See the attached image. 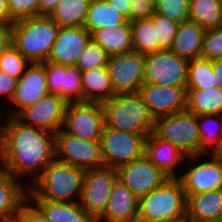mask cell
Returning a JSON list of instances; mask_svg holds the SVG:
<instances>
[{
  "label": "cell",
  "mask_w": 222,
  "mask_h": 222,
  "mask_svg": "<svg viewBox=\"0 0 222 222\" xmlns=\"http://www.w3.org/2000/svg\"><path fill=\"white\" fill-rule=\"evenodd\" d=\"M2 115L0 113V168L19 180L29 176L30 186L55 158V134L23 124L16 117Z\"/></svg>",
  "instance_id": "6da1fadb"
},
{
  "label": "cell",
  "mask_w": 222,
  "mask_h": 222,
  "mask_svg": "<svg viewBox=\"0 0 222 222\" xmlns=\"http://www.w3.org/2000/svg\"><path fill=\"white\" fill-rule=\"evenodd\" d=\"M84 177L85 170L54 158L31 186H28L27 198L79 202Z\"/></svg>",
  "instance_id": "7a4b0ae2"
},
{
  "label": "cell",
  "mask_w": 222,
  "mask_h": 222,
  "mask_svg": "<svg viewBox=\"0 0 222 222\" xmlns=\"http://www.w3.org/2000/svg\"><path fill=\"white\" fill-rule=\"evenodd\" d=\"M59 30L57 23L46 15L14 21L11 25L12 45L30 63L48 60Z\"/></svg>",
  "instance_id": "3957f363"
},
{
  "label": "cell",
  "mask_w": 222,
  "mask_h": 222,
  "mask_svg": "<svg viewBox=\"0 0 222 222\" xmlns=\"http://www.w3.org/2000/svg\"><path fill=\"white\" fill-rule=\"evenodd\" d=\"M102 105L108 128L138 134L153 132L155 119L139 92L116 93Z\"/></svg>",
  "instance_id": "277c9868"
},
{
  "label": "cell",
  "mask_w": 222,
  "mask_h": 222,
  "mask_svg": "<svg viewBox=\"0 0 222 222\" xmlns=\"http://www.w3.org/2000/svg\"><path fill=\"white\" fill-rule=\"evenodd\" d=\"M187 198L178 177L166 179L139 199L138 221L174 222L186 217Z\"/></svg>",
  "instance_id": "5b68a950"
},
{
  "label": "cell",
  "mask_w": 222,
  "mask_h": 222,
  "mask_svg": "<svg viewBox=\"0 0 222 222\" xmlns=\"http://www.w3.org/2000/svg\"><path fill=\"white\" fill-rule=\"evenodd\" d=\"M153 133L177 146L186 156L200 154L197 116L187 109L155 118Z\"/></svg>",
  "instance_id": "8992f818"
},
{
  "label": "cell",
  "mask_w": 222,
  "mask_h": 222,
  "mask_svg": "<svg viewBox=\"0 0 222 222\" xmlns=\"http://www.w3.org/2000/svg\"><path fill=\"white\" fill-rule=\"evenodd\" d=\"M149 134L130 133L104 125L100 138L104 166L118 168L144 155Z\"/></svg>",
  "instance_id": "52a82bcc"
},
{
  "label": "cell",
  "mask_w": 222,
  "mask_h": 222,
  "mask_svg": "<svg viewBox=\"0 0 222 222\" xmlns=\"http://www.w3.org/2000/svg\"><path fill=\"white\" fill-rule=\"evenodd\" d=\"M144 83L161 87H184L186 89L189 60L171 50H159L144 54Z\"/></svg>",
  "instance_id": "ba28073f"
},
{
  "label": "cell",
  "mask_w": 222,
  "mask_h": 222,
  "mask_svg": "<svg viewBox=\"0 0 222 222\" xmlns=\"http://www.w3.org/2000/svg\"><path fill=\"white\" fill-rule=\"evenodd\" d=\"M105 113L100 102H68L62 129L88 141H100Z\"/></svg>",
  "instance_id": "9c48e42d"
},
{
  "label": "cell",
  "mask_w": 222,
  "mask_h": 222,
  "mask_svg": "<svg viewBox=\"0 0 222 222\" xmlns=\"http://www.w3.org/2000/svg\"><path fill=\"white\" fill-rule=\"evenodd\" d=\"M55 159L83 170L104 166L100 141H88L66 133L62 128L55 133Z\"/></svg>",
  "instance_id": "30bf717a"
},
{
  "label": "cell",
  "mask_w": 222,
  "mask_h": 222,
  "mask_svg": "<svg viewBox=\"0 0 222 222\" xmlns=\"http://www.w3.org/2000/svg\"><path fill=\"white\" fill-rule=\"evenodd\" d=\"M204 156H209L210 159L207 158V161L205 159L201 162ZM189 160L193 166L188 165V169H185L184 173L180 172L178 177L185 195L222 189V162L215 154L190 155L185 158V162Z\"/></svg>",
  "instance_id": "8fae6325"
},
{
  "label": "cell",
  "mask_w": 222,
  "mask_h": 222,
  "mask_svg": "<svg viewBox=\"0 0 222 222\" xmlns=\"http://www.w3.org/2000/svg\"><path fill=\"white\" fill-rule=\"evenodd\" d=\"M117 179V170L113 167L103 166L85 171L79 204L95 220L105 211Z\"/></svg>",
  "instance_id": "7c38bea8"
},
{
  "label": "cell",
  "mask_w": 222,
  "mask_h": 222,
  "mask_svg": "<svg viewBox=\"0 0 222 222\" xmlns=\"http://www.w3.org/2000/svg\"><path fill=\"white\" fill-rule=\"evenodd\" d=\"M107 69L115 93L138 92L144 83V54L131 51L111 55Z\"/></svg>",
  "instance_id": "4fadbf2b"
},
{
  "label": "cell",
  "mask_w": 222,
  "mask_h": 222,
  "mask_svg": "<svg viewBox=\"0 0 222 222\" xmlns=\"http://www.w3.org/2000/svg\"><path fill=\"white\" fill-rule=\"evenodd\" d=\"M118 179L139 199L159 187L169 177L145 154L117 169Z\"/></svg>",
  "instance_id": "5bb4252c"
},
{
  "label": "cell",
  "mask_w": 222,
  "mask_h": 222,
  "mask_svg": "<svg viewBox=\"0 0 222 222\" xmlns=\"http://www.w3.org/2000/svg\"><path fill=\"white\" fill-rule=\"evenodd\" d=\"M68 102L48 94L37 103L22 110L16 118L23 124L56 133L62 128Z\"/></svg>",
  "instance_id": "9a60e30c"
},
{
  "label": "cell",
  "mask_w": 222,
  "mask_h": 222,
  "mask_svg": "<svg viewBox=\"0 0 222 222\" xmlns=\"http://www.w3.org/2000/svg\"><path fill=\"white\" fill-rule=\"evenodd\" d=\"M48 94L44 63H30L24 74L17 80L14 96L10 102L17 108L12 106L7 110L6 116L16 117L22 110L34 105Z\"/></svg>",
  "instance_id": "2e32d148"
},
{
  "label": "cell",
  "mask_w": 222,
  "mask_h": 222,
  "mask_svg": "<svg viewBox=\"0 0 222 222\" xmlns=\"http://www.w3.org/2000/svg\"><path fill=\"white\" fill-rule=\"evenodd\" d=\"M138 92L154 119L186 109L187 92L184 87H161L143 83Z\"/></svg>",
  "instance_id": "e0dca14e"
},
{
  "label": "cell",
  "mask_w": 222,
  "mask_h": 222,
  "mask_svg": "<svg viewBox=\"0 0 222 222\" xmlns=\"http://www.w3.org/2000/svg\"><path fill=\"white\" fill-rule=\"evenodd\" d=\"M90 39L91 33L84 26L59 27L47 61L67 67L75 66Z\"/></svg>",
  "instance_id": "ac0fdd59"
},
{
  "label": "cell",
  "mask_w": 222,
  "mask_h": 222,
  "mask_svg": "<svg viewBox=\"0 0 222 222\" xmlns=\"http://www.w3.org/2000/svg\"><path fill=\"white\" fill-rule=\"evenodd\" d=\"M43 63L49 94L59 95L67 102H82V72L76 66Z\"/></svg>",
  "instance_id": "d6986e66"
},
{
  "label": "cell",
  "mask_w": 222,
  "mask_h": 222,
  "mask_svg": "<svg viewBox=\"0 0 222 222\" xmlns=\"http://www.w3.org/2000/svg\"><path fill=\"white\" fill-rule=\"evenodd\" d=\"M139 198L119 179L110 192L105 211L96 222H137Z\"/></svg>",
  "instance_id": "ffe728a7"
},
{
  "label": "cell",
  "mask_w": 222,
  "mask_h": 222,
  "mask_svg": "<svg viewBox=\"0 0 222 222\" xmlns=\"http://www.w3.org/2000/svg\"><path fill=\"white\" fill-rule=\"evenodd\" d=\"M144 154L169 178L179 177L177 166L187 157L177 146L160 139L153 132L146 137Z\"/></svg>",
  "instance_id": "44dd1931"
},
{
  "label": "cell",
  "mask_w": 222,
  "mask_h": 222,
  "mask_svg": "<svg viewBox=\"0 0 222 222\" xmlns=\"http://www.w3.org/2000/svg\"><path fill=\"white\" fill-rule=\"evenodd\" d=\"M186 217L194 222H222V189L186 195Z\"/></svg>",
  "instance_id": "7402d4cb"
},
{
  "label": "cell",
  "mask_w": 222,
  "mask_h": 222,
  "mask_svg": "<svg viewBox=\"0 0 222 222\" xmlns=\"http://www.w3.org/2000/svg\"><path fill=\"white\" fill-rule=\"evenodd\" d=\"M22 185L19 179L0 168V222L16 218L27 199L28 185Z\"/></svg>",
  "instance_id": "603a6c76"
},
{
  "label": "cell",
  "mask_w": 222,
  "mask_h": 222,
  "mask_svg": "<svg viewBox=\"0 0 222 222\" xmlns=\"http://www.w3.org/2000/svg\"><path fill=\"white\" fill-rule=\"evenodd\" d=\"M205 33L206 30L194 21L180 22L170 50L187 60L200 58Z\"/></svg>",
  "instance_id": "cb8c5ba5"
},
{
  "label": "cell",
  "mask_w": 222,
  "mask_h": 222,
  "mask_svg": "<svg viewBox=\"0 0 222 222\" xmlns=\"http://www.w3.org/2000/svg\"><path fill=\"white\" fill-rule=\"evenodd\" d=\"M91 38L111 56L133 51L132 30L130 21L117 26L96 29Z\"/></svg>",
  "instance_id": "d4e9b609"
},
{
  "label": "cell",
  "mask_w": 222,
  "mask_h": 222,
  "mask_svg": "<svg viewBox=\"0 0 222 222\" xmlns=\"http://www.w3.org/2000/svg\"><path fill=\"white\" fill-rule=\"evenodd\" d=\"M81 80L82 102L103 103L116 94L107 66L82 72Z\"/></svg>",
  "instance_id": "484cf974"
},
{
  "label": "cell",
  "mask_w": 222,
  "mask_h": 222,
  "mask_svg": "<svg viewBox=\"0 0 222 222\" xmlns=\"http://www.w3.org/2000/svg\"><path fill=\"white\" fill-rule=\"evenodd\" d=\"M49 222H96L79 202H52L49 200H30Z\"/></svg>",
  "instance_id": "4316f807"
},
{
  "label": "cell",
  "mask_w": 222,
  "mask_h": 222,
  "mask_svg": "<svg viewBox=\"0 0 222 222\" xmlns=\"http://www.w3.org/2000/svg\"><path fill=\"white\" fill-rule=\"evenodd\" d=\"M186 109L196 116L222 115V90L218 87L202 90H186Z\"/></svg>",
  "instance_id": "83f0119b"
},
{
  "label": "cell",
  "mask_w": 222,
  "mask_h": 222,
  "mask_svg": "<svg viewBox=\"0 0 222 222\" xmlns=\"http://www.w3.org/2000/svg\"><path fill=\"white\" fill-rule=\"evenodd\" d=\"M127 19L106 0H91L84 27L92 33L96 29L124 24Z\"/></svg>",
  "instance_id": "f1b7e54d"
},
{
  "label": "cell",
  "mask_w": 222,
  "mask_h": 222,
  "mask_svg": "<svg viewBox=\"0 0 222 222\" xmlns=\"http://www.w3.org/2000/svg\"><path fill=\"white\" fill-rule=\"evenodd\" d=\"M91 0H60L50 18L59 27L84 26Z\"/></svg>",
  "instance_id": "f546056e"
},
{
  "label": "cell",
  "mask_w": 222,
  "mask_h": 222,
  "mask_svg": "<svg viewBox=\"0 0 222 222\" xmlns=\"http://www.w3.org/2000/svg\"><path fill=\"white\" fill-rule=\"evenodd\" d=\"M200 133V154H214L222 142V115L197 116Z\"/></svg>",
  "instance_id": "4dcf8cb0"
},
{
  "label": "cell",
  "mask_w": 222,
  "mask_h": 222,
  "mask_svg": "<svg viewBox=\"0 0 222 222\" xmlns=\"http://www.w3.org/2000/svg\"><path fill=\"white\" fill-rule=\"evenodd\" d=\"M221 10L222 0H189L188 19L205 30L218 28Z\"/></svg>",
  "instance_id": "1f68e13d"
},
{
  "label": "cell",
  "mask_w": 222,
  "mask_h": 222,
  "mask_svg": "<svg viewBox=\"0 0 222 222\" xmlns=\"http://www.w3.org/2000/svg\"><path fill=\"white\" fill-rule=\"evenodd\" d=\"M217 87L212 60H189L186 90H202Z\"/></svg>",
  "instance_id": "d6a6232c"
},
{
  "label": "cell",
  "mask_w": 222,
  "mask_h": 222,
  "mask_svg": "<svg viewBox=\"0 0 222 222\" xmlns=\"http://www.w3.org/2000/svg\"><path fill=\"white\" fill-rule=\"evenodd\" d=\"M133 51L147 54L158 51V38L152 18L131 21Z\"/></svg>",
  "instance_id": "836d02e7"
},
{
  "label": "cell",
  "mask_w": 222,
  "mask_h": 222,
  "mask_svg": "<svg viewBox=\"0 0 222 222\" xmlns=\"http://www.w3.org/2000/svg\"><path fill=\"white\" fill-rule=\"evenodd\" d=\"M108 57L109 55L105 50L91 38L79 55L75 66L81 72L105 67L108 63Z\"/></svg>",
  "instance_id": "e575fe53"
},
{
  "label": "cell",
  "mask_w": 222,
  "mask_h": 222,
  "mask_svg": "<svg viewBox=\"0 0 222 222\" xmlns=\"http://www.w3.org/2000/svg\"><path fill=\"white\" fill-rule=\"evenodd\" d=\"M30 62L13 46H9L0 56V70L19 80Z\"/></svg>",
  "instance_id": "d590c367"
},
{
  "label": "cell",
  "mask_w": 222,
  "mask_h": 222,
  "mask_svg": "<svg viewBox=\"0 0 222 222\" xmlns=\"http://www.w3.org/2000/svg\"><path fill=\"white\" fill-rule=\"evenodd\" d=\"M151 18L153 19L158 38V51L170 50L176 36L178 23L156 13Z\"/></svg>",
  "instance_id": "8d00e7d4"
},
{
  "label": "cell",
  "mask_w": 222,
  "mask_h": 222,
  "mask_svg": "<svg viewBox=\"0 0 222 222\" xmlns=\"http://www.w3.org/2000/svg\"><path fill=\"white\" fill-rule=\"evenodd\" d=\"M155 13L177 23L188 20L189 0H157Z\"/></svg>",
  "instance_id": "74e56055"
},
{
  "label": "cell",
  "mask_w": 222,
  "mask_h": 222,
  "mask_svg": "<svg viewBox=\"0 0 222 222\" xmlns=\"http://www.w3.org/2000/svg\"><path fill=\"white\" fill-rule=\"evenodd\" d=\"M222 57V29L214 28L206 30L201 58L214 60Z\"/></svg>",
  "instance_id": "f35d334b"
},
{
  "label": "cell",
  "mask_w": 222,
  "mask_h": 222,
  "mask_svg": "<svg viewBox=\"0 0 222 222\" xmlns=\"http://www.w3.org/2000/svg\"><path fill=\"white\" fill-rule=\"evenodd\" d=\"M7 5L13 21L39 15V0H7Z\"/></svg>",
  "instance_id": "ab89813d"
},
{
  "label": "cell",
  "mask_w": 222,
  "mask_h": 222,
  "mask_svg": "<svg viewBox=\"0 0 222 222\" xmlns=\"http://www.w3.org/2000/svg\"><path fill=\"white\" fill-rule=\"evenodd\" d=\"M16 218L20 222H49L28 198L21 205Z\"/></svg>",
  "instance_id": "60d3db41"
},
{
  "label": "cell",
  "mask_w": 222,
  "mask_h": 222,
  "mask_svg": "<svg viewBox=\"0 0 222 222\" xmlns=\"http://www.w3.org/2000/svg\"><path fill=\"white\" fill-rule=\"evenodd\" d=\"M155 13V4L147 0H132L130 11V22L151 18Z\"/></svg>",
  "instance_id": "b9f144b4"
},
{
  "label": "cell",
  "mask_w": 222,
  "mask_h": 222,
  "mask_svg": "<svg viewBox=\"0 0 222 222\" xmlns=\"http://www.w3.org/2000/svg\"><path fill=\"white\" fill-rule=\"evenodd\" d=\"M17 84V79L11 77L7 73H4L0 70V99L5 98L4 100L7 102H11V99L14 96L15 88ZM8 100V101H7ZM1 113V111H0Z\"/></svg>",
  "instance_id": "7bdbcfd3"
},
{
  "label": "cell",
  "mask_w": 222,
  "mask_h": 222,
  "mask_svg": "<svg viewBox=\"0 0 222 222\" xmlns=\"http://www.w3.org/2000/svg\"><path fill=\"white\" fill-rule=\"evenodd\" d=\"M12 45L11 25H0V56Z\"/></svg>",
  "instance_id": "ee69618b"
},
{
  "label": "cell",
  "mask_w": 222,
  "mask_h": 222,
  "mask_svg": "<svg viewBox=\"0 0 222 222\" xmlns=\"http://www.w3.org/2000/svg\"><path fill=\"white\" fill-rule=\"evenodd\" d=\"M111 6L115 7L127 20L130 21V11L132 0H106Z\"/></svg>",
  "instance_id": "f6af8a7d"
},
{
  "label": "cell",
  "mask_w": 222,
  "mask_h": 222,
  "mask_svg": "<svg viewBox=\"0 0 222 222\" xmlns=\"http://www.w3.org/2000/svg\"><path fill=\"white\" fill-rule=\"evenodd\" d=\"M60 0H39V15L50 16Z\"/></svg>",
  "instance_id": "bcb514c9"
},
{
  "label": "cell",
  "mask_w": 222,
  "mask_h": 222,
  "mask_svg": "<svg viewBox=\"0 0 222 222\" xmlns=\"http://www.w3.org/2000/svg\"><path fill=\"white\" fill-rule=\"evenodd\" d=\"M7 0H0V25H12Z\"/></svg>",
  "instance_id": "7dc6e473"
},
{
  "label": "cell",
  "mask_w": 222,
  "mask_h": 222,
  "mask_svg": "<svg viewBox=\"0 0 222 222\" xmlns=\"http://www.w3.org/2000/svg\"><path fill=\"white\" fill-rule=\"evenodd\" d=\"M217 87L222 90V57L212 60Z\"/></svg>",
  "instance_id": "c3c4849f"
},
{
  "label": "cell",
  "mask_w": 222,
  "mask_h": 222,
  "mask_svg": "<svg viewBox=\"0 0 222 222\" xmlns=\"http://www.w3.org/2000/svg\"><path fill=\"white\" fill-rule=\"evenodd\" d=\"M218 159L222 162V142H221V145L219 147V149L214 153Z\"/></svg>",
  "instance_id": "681fc988"
},
{
  "label": "cell",
  "mask_w": 222,
  "mask_h": 222,
  "mask_svg": "<svg viewBox=\"0 0 222 222\" xmlns=\"http://www.w3.org/2000/svg\"><path fill=\"white\" fill-rule=\"evenodd\" d=\"M174 222H194L193 220H190L188 219L187 217L181 219V220H178V221H174Z\"/></svg>",
  "instance_id": "f907efd6"
},
{
  "label": "cell",
  "mask_w": 222,
  "mask_h": 222,
  "mask_svg": "<svg viewBox=\"0 0 222 222\" xmlns=\"http://www.w3.org/2000/svg\"><path fill=\"white\" fill-rule=\"evenodd\" d=\"M219 28L222 29V10H221V15H220V23H219Z\"/></svg>",
  "instance_id": "816d5d0a"
},
{
  "label": "cell",
  "mask_w": 222,
  "mask_h": 222,
  "mask_svg": "<svg viewBox=\"0 0 222 222\" xmlns=\"http://www.w3.org/2000/svg\"><path fill=\"white\" fill-rule=\"evenodd\" d=\"M5 222H20V221L17 218H15V219H12V220H7Z\"/></svg>",
  "instance_id": "f5cc1de1"
},
{
  "label": "cell",
  "mask_w": 222,
  "mask_h": 222,
  "mask_svg": "<svg viewBox=\"0 0 222 222\" xmlns=\"http://www.w3.org/2000/svg\"><path fill=\"white\" fill-rule=\"evenodd\" d=\"M147 1L153 2L154 4L157 2V0H147Z\"/></svg>",
  "instance_id": "db71d44e"
}]
</instances>
